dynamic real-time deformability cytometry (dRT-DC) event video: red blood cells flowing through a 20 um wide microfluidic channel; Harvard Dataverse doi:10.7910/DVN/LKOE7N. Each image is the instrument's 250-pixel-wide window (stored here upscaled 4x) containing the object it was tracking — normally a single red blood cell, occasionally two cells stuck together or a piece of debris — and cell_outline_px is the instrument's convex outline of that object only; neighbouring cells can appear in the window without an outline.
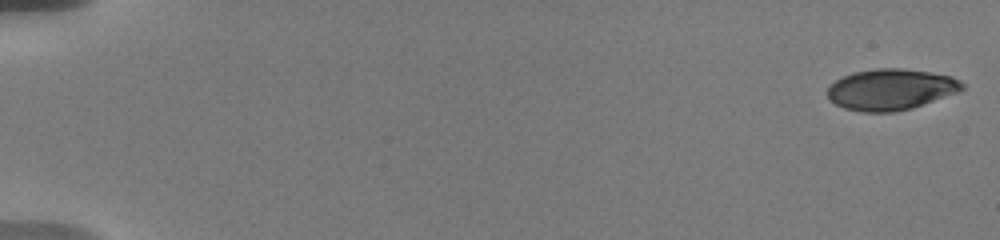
{"species": "human", "species_latin": "Homo sapiens", "temperature_condition": "warm", "stored_images_in_passage": 19, "camera_frame_rate_fps": 3000, "um_per_image_px": 0.085, "donor": {"sex": "male"}, "frame": {"image": 1, "passage_image": 1, "time_ms": 0.0, "image_size_px": [1000, 240], "cell_outline_px": [[964, 88], [956, 92], [912, 108], [892, 112], [864, 112], [844, 108], [828, 100], [828, 84], [852, 72], [876, 68], [904, 68], [952, 76], [960, 80], [964, 84]], "centroid_in_image_um": [75.68, 7.59], "position_along_channel_um": 9.3, "area_um2": 32.19}}
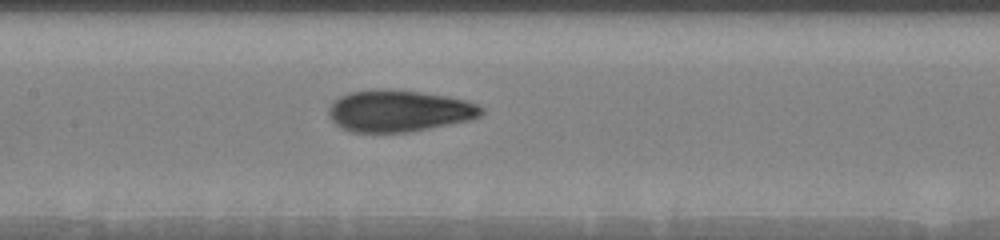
{"frame": {"image": 2, "passage_image": 14, "time_ms": 9.333, "image_size_px": [1000, 240], "cell_outline_px": [[484, 112], [480, 116], [468, 120], [408, 132], [352, 132], [340, 128], [328, 116], [328, 108], [332, 100], [348, 92], [420, 92], [448, 96], [464, 100], [476, 104], [484, 108]], "centroid_in_image_um": [33.89, 9.47], "position_along_channel_um": 173.5, "area_um2": 36.13}}
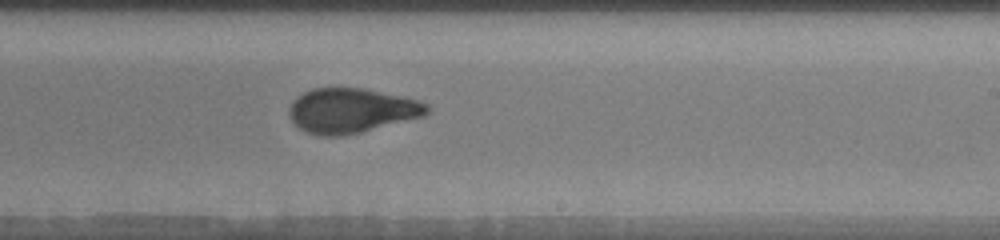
{"frame": {"image": 3, "passage_image": 19, "time_ms": 11.667, "image_size_px": [1000, 240], "cell_outline_px": [[432, 108], [424, 116], [344, 136], [316, 136], [300, 128], [292, 120], [288, 112], [288, 108], [292, 100], [296, 96], [312, 88], [364, 88], [420, 100], [428, 104]], "centroid_in_image_um": [29.87, 9.39], "position_along_channel_um": 259.1, "area_um2": 36.07}}